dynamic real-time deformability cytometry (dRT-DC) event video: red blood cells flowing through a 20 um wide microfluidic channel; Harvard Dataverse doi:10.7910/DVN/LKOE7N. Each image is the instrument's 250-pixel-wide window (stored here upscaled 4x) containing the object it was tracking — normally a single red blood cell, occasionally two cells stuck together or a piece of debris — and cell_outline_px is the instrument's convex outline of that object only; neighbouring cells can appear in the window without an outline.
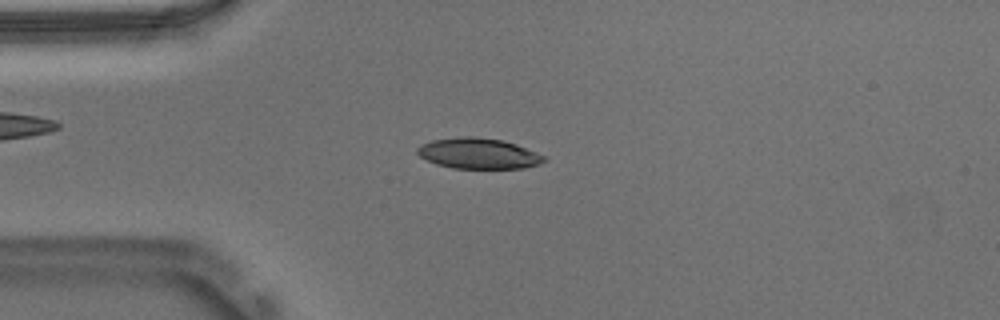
{"species": "Egyptian fruit bat (a non-hibernating species)", "species_latin": "Rousettus aegyptiacus", "temperature_condition": "warm", "stored_images_in_passage": 52, "camera_frame_rate_fps": 3000, "um_per_image_px": 0.085, "animal": {"sex": "male"}, "frame": {"image": 1, "passage_image": 12, "time_ms": 3.667, "image_size_px": [1000, 320], "cell_outline_px": [[548, 160], [540, 164], [524, 168], [452, 168], [436, 164], [420, 156], [416, 152], [416, 148], [432, 140], [460, 136], [476, 136], [504, 140], [516, 144], [548, 156]], "centroid_in_image_um": [40.73, 13.04], "position_along_channel_um": 44.3, "area_um2": 22.89}}
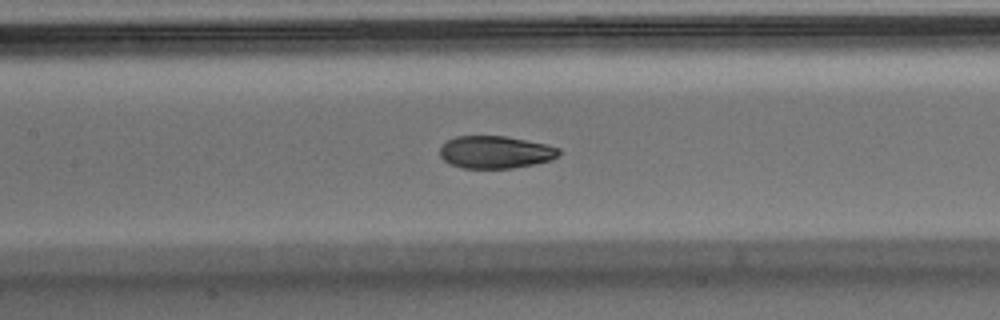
{"frame": {"image": 2, "passage_image": 23, "time_ms": 7.333, "image_size_px": [1000, 320], "cell_outline_px": [[560, 156], [552, 160], [512, 168], [464, 168], [452, 164], [444, 160], [440, 156], [440, 148], [448, 140], [456, 136], [504, 136], [548, 144], [560, 148]], "centroid_in_image_um": [42.15, 12.93], "position_along_channel_um": 165.2, "area_um2": 22.48}}
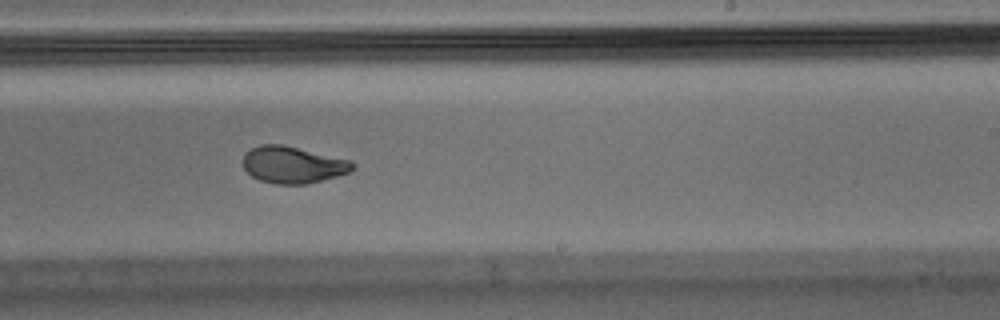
{"frame": {"image": 3, "passage_image": 31, "time_ms": 10.0, "image_size_px": [1000, 320], "cell_outline_px": [[356, 168], [352, 172], [308, 184], [276, 184], [260, 180], [252, 176], [244, 168], [244, 156], [252, 148], [260, 144], [280, 144], [352, 160], [356, 164]], "centroid_in_image_um": [24.96, 14.01], "position_along_channel_um": 264.0, "area_um2": 23.52}, "authors_computed_cell_mechanics": {"area_um2": 23.698, "velocity_mm_per_s": 3.715, "shape_relaxation_time_tau1_ms": 8.0571, "shape_relaxation_time_tau2_ms": 1.3668, "deformation_change_tau1": 0.2286, "deformation_change_tau2": 0.0644}}